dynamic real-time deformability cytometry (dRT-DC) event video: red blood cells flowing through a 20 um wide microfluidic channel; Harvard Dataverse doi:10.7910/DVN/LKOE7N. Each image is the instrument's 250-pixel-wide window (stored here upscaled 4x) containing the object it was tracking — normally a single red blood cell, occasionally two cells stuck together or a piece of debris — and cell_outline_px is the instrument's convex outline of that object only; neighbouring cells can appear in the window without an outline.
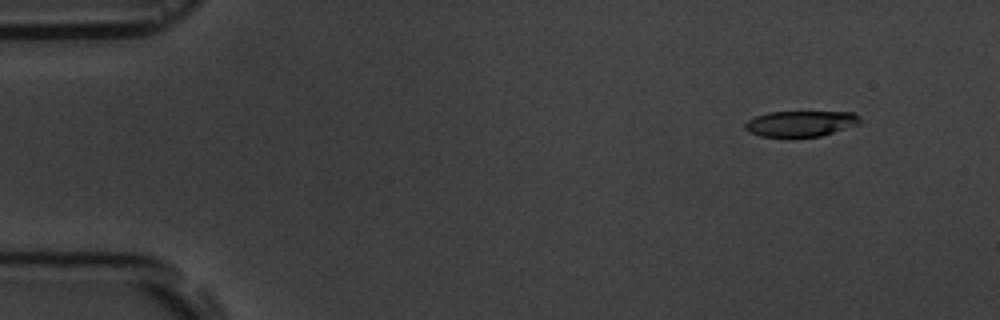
{"species": "common noctule bat (a hibernating species)", "species_latin": "Nyctalus noctula", "temperature_condition": "room temperature", "stored_images_in_passage": 4, "camera_frame_rate_fps": 3000, "um_per_image_px": 0.085, "animal": {"sex": "male", "body_mass_g": 19.5, "forearm_length_mm": 54.6}, "frame": {"image": 1, "passage_image": 1, "time_ms": 0.0, "image_size_px": [1000, 320], "cell_outline_px": [[860, 124], [820, 136], [792, 140], [788, 140], [760, 136], [748, 132], [744, 128], [744, 124], [748, 120], [756, 116], [768, 112], [852, 112], [860, 116]], "centroid_in_image_um": [68.0, 10.56], "position_along_channel_um": 17.0, "area_um2": 18.03}}
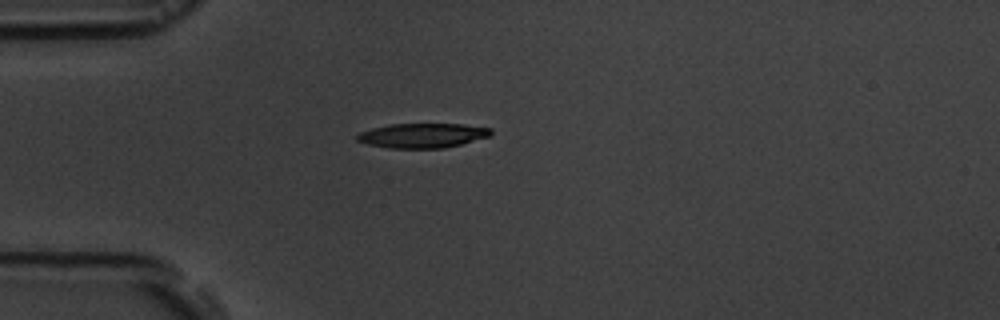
{"frame": {"image": 2, "passage_image": 4, "time_ms": 3.333, "image_size_px": [1000, 320], "cell_outline_px": [[492, 132], [488, 136], [460, 144], [444, 148], [388, 148], [368, 144], [356, 140], [356, 136], [360, 132], [372, 128], [388, 124], [464, 124], [492, 128]], "centroid_in_image_um": [35.88, 11.51], "position_along_channel_um": 49.1, "area_um2": 19.07}}